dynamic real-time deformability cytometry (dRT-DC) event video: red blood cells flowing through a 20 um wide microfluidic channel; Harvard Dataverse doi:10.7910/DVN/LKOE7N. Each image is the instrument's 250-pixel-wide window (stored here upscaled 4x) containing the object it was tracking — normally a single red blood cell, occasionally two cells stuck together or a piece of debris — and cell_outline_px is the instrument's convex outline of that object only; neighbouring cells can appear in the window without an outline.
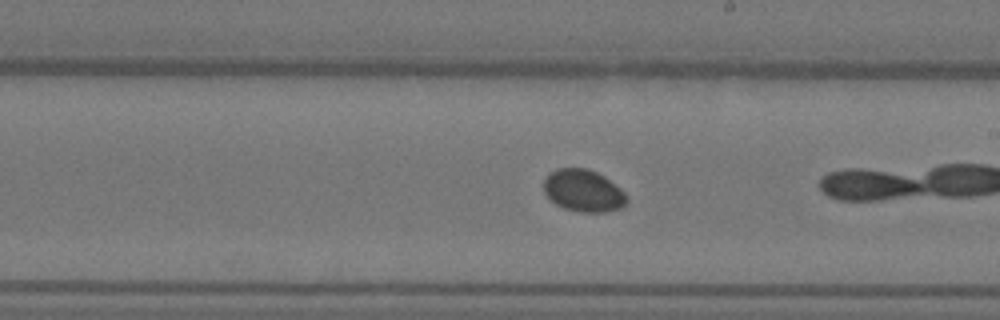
{"species": "Egyptian fruit bat (a non-hibernating species)", "species_latin": "Rousettus aegyptiacus", "temperature_condition": "warm", "stored_images_in_passage": 21, "camera_frame_rate_fps": 3000, "um_per_image_px": 0.085, "animal": {"sex": "female"}, "frame": {"image": 1, "passage_image": 15, "time_ms": 4.667, "image_size_px": [1000, 320], "cell_outline_px": [[628, 200], [620, 208], [608, 212], [580, 212], [564, 208], [556, 204], [544, 192], [544, 180], [548, 172], [556, 168], [588, 168], [604, 176], [620, 188], [628, 196]], "centroid_in_image_um": [49.58, 16.2], "position_along_channel_um": 239.4, "area_um2": 20.46}}